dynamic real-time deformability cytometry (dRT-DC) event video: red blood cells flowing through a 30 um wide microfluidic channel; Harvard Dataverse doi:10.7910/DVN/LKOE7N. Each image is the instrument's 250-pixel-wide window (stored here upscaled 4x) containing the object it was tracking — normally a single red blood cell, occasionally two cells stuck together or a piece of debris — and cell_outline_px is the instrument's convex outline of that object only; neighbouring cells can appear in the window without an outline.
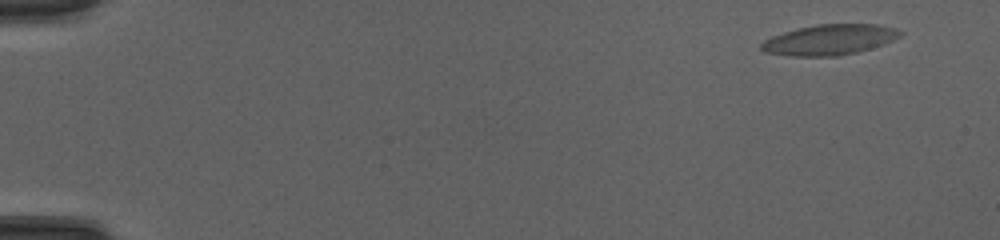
{"species": "common noctule bat (a hibernating species)", "species_latin": "Nyctalus noctula", "temperature_condition": "cold", "stored_images_in_passage": 54, "camera_frame_rate_fps": 3000, "um_per_image_px": 0.085, "animal": {"sex": "female", "body_mass_g": 20.0, "forearm_length_mm": 54.0}, "frame": {"image": 1, "passage_image": 4, "time_ms": 1.0, "image_size_px": [1000, 240], "cell_outline_px": [[904, 32], [900, 36], [884, 44], [856, 52], [836, 56], [792, 56], [764, 52], [760, 48], [760, 44], [764, 40], [772, 36], [784, 32], [816, 24], [876, 24], [896, 28]], "centroid_in_image_um": [70.51, 3.37], "position_along_channel_um": 14.5, "area_um2": 24.57}}
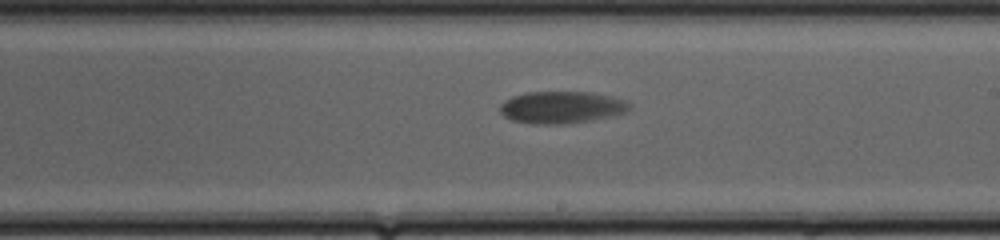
{"frame": {"image": 2, "passage_image": 33, "time_ms": 10.667, "image_size_px": [1000, 240], "cell_outline_px": [[632, 108], [624, 112], [612, 116], [588, 120], [560, 124], [536, 124], [512, 120], [504, 116], [500, 112], [500, 104], [504, 100], [512, 96], [528, 92], [592, 92], [624, 100], [632, 104]], "centroid_in_image_um": [47.71, 9.11], "position_along_channel_um": 241.3, "area_um2": 24.04}}
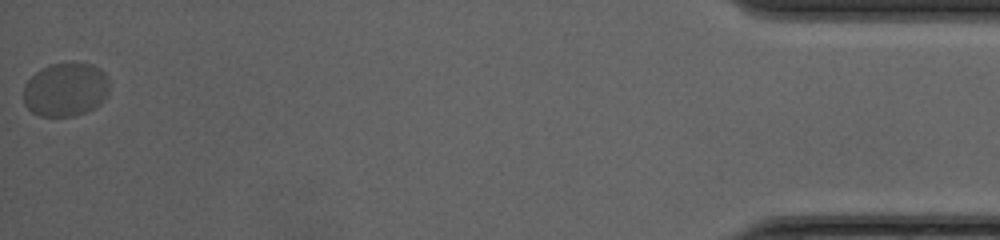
{"frame": {"image": 3, "passage_image": 54, "time_ms": 17.667, "image_size_px": [1000, 240], "cell_outline_px": [[108, 92], [92, 108], [84, 112], [72, 116], [40, 116], [32, 112], [24, 104], [24, 84], [40, 68], [48, 64], [68, 60], [92, 64], [100, 68], [104, 72], [108, 80]], "centroid_in_image_um": [5.54, 7.55], "position_along_channel_um": 429.7, "area_um2": 27.11}, "authors_computed_cell_mechanics": {"area_um2": 24.0448, "velocity_mm_per_s": 3.9531, "shape_relaxation_time_tau1_ms": 2.6639, "shape_relaxation_time_tau2_ms": null, "deformation_change_tau1": 0.1146, "deformation_change_tau2": null}}